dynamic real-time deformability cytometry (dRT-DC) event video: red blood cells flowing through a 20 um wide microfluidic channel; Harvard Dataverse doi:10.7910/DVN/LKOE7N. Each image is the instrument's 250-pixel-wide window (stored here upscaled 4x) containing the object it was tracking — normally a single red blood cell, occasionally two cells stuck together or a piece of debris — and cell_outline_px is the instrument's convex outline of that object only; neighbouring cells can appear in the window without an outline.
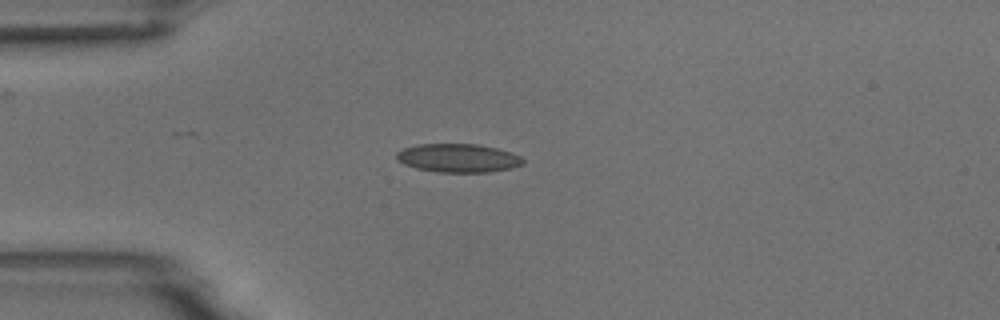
{"species": "common noctule bat (a hibernating species)", "species_latin": "Nyctalus noctula", "temperature_condition": "room temperature", "stored_images_in_passage": 7, "camera_frame_rate_fps": 3000, "um_per_image_px": 0.085, "animal": {"sex": "male", "body_mass_g": 18.8}, "frame": {"image": 1, "passage_image": 3, "time_ms": 3.333, "image_size_px": [1000, 320], "cell_outline_px": [[524, 164], [512, 168], [488, 172], [440, 172], [416, 168], [404, 164], [396, 160], [396, 152], [404, 148], [416, 144], [476, 144], [496, 148], [512, 152], [520, 156], [524, 160]], "centroid_in_image_um": [38.94, 13.43], "position_along_channel_um": 46.1, "area_um2": 21.1}}